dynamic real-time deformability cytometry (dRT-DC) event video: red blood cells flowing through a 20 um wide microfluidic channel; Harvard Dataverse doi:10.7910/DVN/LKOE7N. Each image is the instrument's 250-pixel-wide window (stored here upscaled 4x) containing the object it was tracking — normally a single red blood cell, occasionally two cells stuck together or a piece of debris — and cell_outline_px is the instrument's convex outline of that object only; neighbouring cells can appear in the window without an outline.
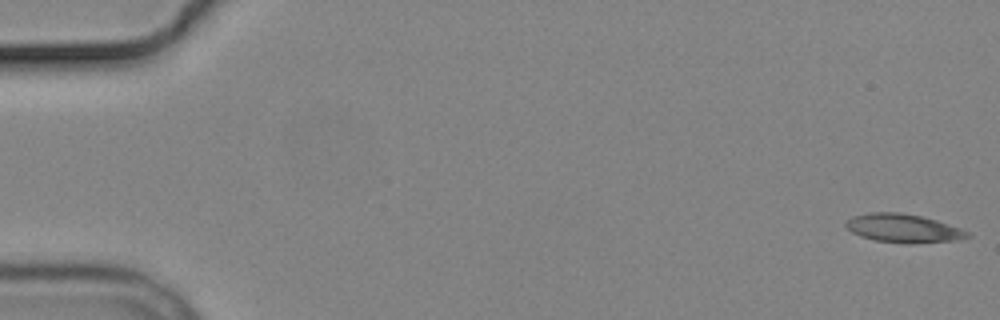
{"species": "common noctule bat (a hibernating species)", "species_latin": "Nyctalus noctula", "temperature_condition": "cold", "stored_images_in_passage": 5, "camera_frame_rate_fps": 3000, "um_per_image_px": 0.085, "animal": {"sex": "male", "body_mass_g": 19.2, "forearm_length_mm": 51.8}, "frame": {"image": 1, "passage_image": 1, "time_ms": 0.0, "image_size_px": [1000, 320], "cell_outline_px": [[972, 236], [960, 240], [908, 244], [904, 244], [876, 240], [860, 236], [852, 232], [844, 224], [852, 216], [872, 212], [900, 212], [920, 216], [936, 220], [972, 232]], "centroid_in_image_um": [76.83, 19.41], "position_along_channel_um": 8.2, "area_um2": 20.35}}
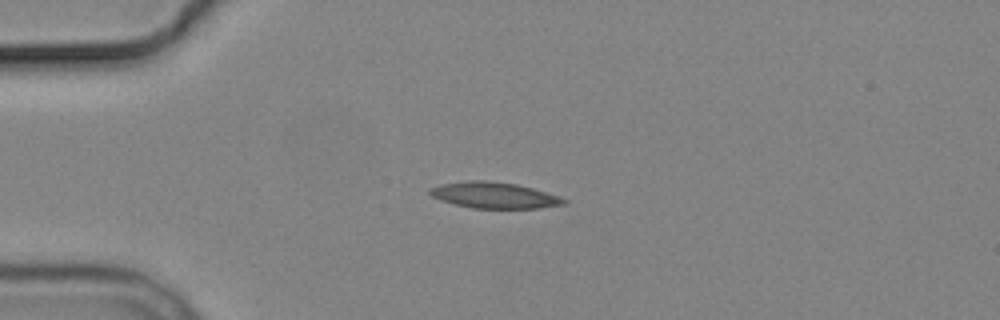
{"frame": {"image": 2, "passage_image": 4, "time_ms": 4.333, "image_size_px": [1000, 320], "cell_outline_px": [[568, 200], [564, 204], [540, 208], [472, 208], [440, 200], [432, 196], [428, 192], [428, 188], [440, 184], [468, 180], [488, 180], [516, 184], [532, 188], [560, 196]], "centroid_in_image_um": [41.99, 16.58], "position_along_channel_um": 43.0, "area_um2": 20.4}}